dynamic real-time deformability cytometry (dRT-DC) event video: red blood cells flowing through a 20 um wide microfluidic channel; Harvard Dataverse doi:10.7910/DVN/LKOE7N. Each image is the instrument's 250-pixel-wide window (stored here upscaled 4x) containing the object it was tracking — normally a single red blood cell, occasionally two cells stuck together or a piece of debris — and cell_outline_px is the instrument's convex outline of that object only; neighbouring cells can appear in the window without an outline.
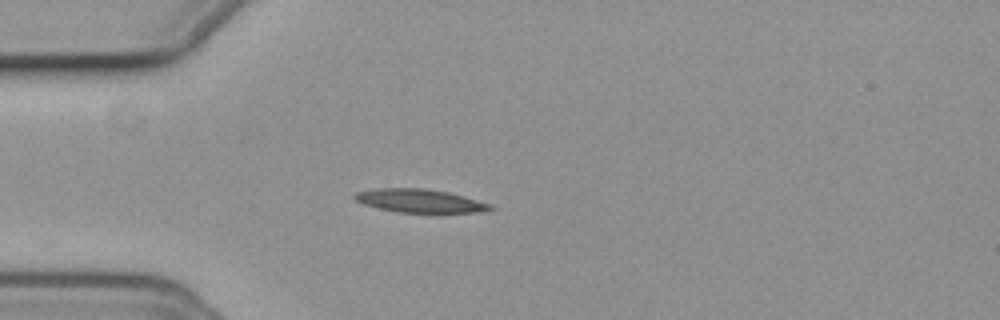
{"species": "common noctule bat (a hibernating species)", "species_latin": "Nyctalus noctula", "temperature_condition": "cold", "stored_images_in_passage": 42, "camera_frame_rate_fps": 3000, "um_per_image_px": 0.085, "animal": {"sex": "female", "body_mass_g": 19.3, "forearm_length_mm": 54.1}, "frame": {"image": 1, "passage_image": 1, "time_ms": 0.0, "image_size_px": [1000, 320], "cell_outline_px": [[496, 208], [476, 212], [436, 216], [396, 212], [364, 204], [356, 200], [352, 196], [356, 192], [376, 188], [424, 188], [448, 192], [464, 196], [492, 204]], "centroid_in_image_um": [35.76, 17.12], "position_along_channel_um": 49.2, "area_um2": 19.48}}
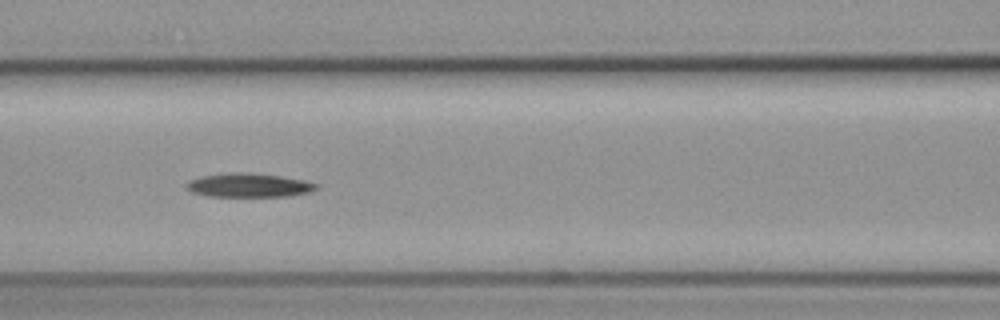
{"frame": {"image": 2, "passage_image": 10, "time_ms": 3.0, "image_size_px": [1000, 320], "cell_outline_px": [[320, 188], [312, 192], [292, 196], [208, 196], [192, 192], [188, 188], [188, 184], [192, 180], [200, 176], [228, 172], [248, 172], [280, 176], [308, 180], [320, 184]], "centroid_in_image_um": [21.29, 15.74], "position_along_channel_um": 145.3, "area_um2": 18.26}}
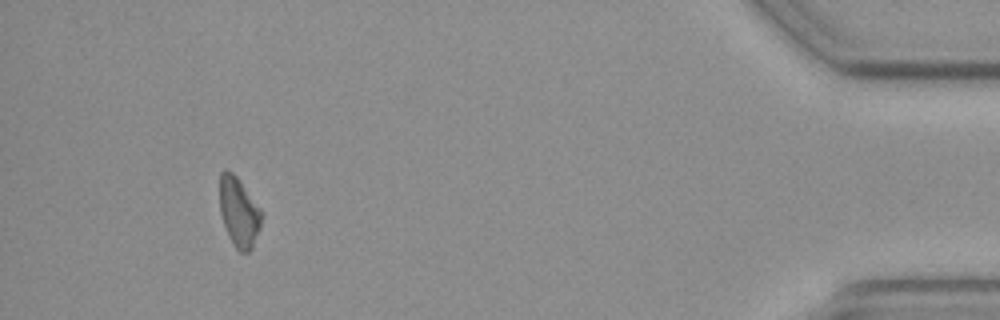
{"frame": {"image": 3, "passage_image": 38, "time_ms": 12.333, "image_size_px": [1000, 320], "cell_outline_px": [[264, 216], [260, 228], [252, 248], [248, 252], [240, 252], [232, 244], [228, 236], [220, 212], [220, 172], [232, 172], [236, 176], [260, 208]], "centroid_in_image_um": [20.32, 18.08], "position_along_channel_um": 414.9, "area_um2": 16.82}}